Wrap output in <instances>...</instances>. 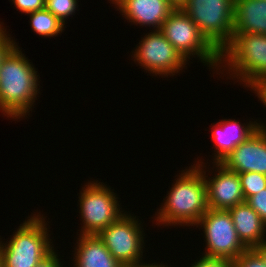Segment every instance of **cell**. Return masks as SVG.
Wrapping results in <instances>:
<instances>
[{"instance_id":"obj_4","label":"cell","mask_w":266,"mask_h":267,"mask_svg":"<svg viewBox=\"0 0 266 267\" xmlns=\"http://www.w3.org/2000/svg\"><path fill=\"white\" fill-rule=\"evenodd\" d=\"M19 227L8 244L0 243L3 267H36L53 250L45 219L35 215Z\"/></svg>"},{"instance_id":"obj_29","label":"cell","mask_w":266,"mask_h":267,"mask_svg":"<svg viewBox=\"0 0 266 267\" xmlns=\"http://www.w3.org/2000/svg\"><path fill=\"white\" fill-rule=\"evenodd\" d=\"M131 267H165V265H156V264H143V263H139V264H136V265H134V266H131ZM167 267V266H166Z\"/></svg>"},{"instance_id":"obj_22","label":"cell","mask_w":266,"mask_h":267,"mask_svg":"<svg viewBox=\"0 0 266 267\" xmlns=\"http://www.w3.org/2000/svg\"><path fill=\"white\" fill-rule=\"evenodd\" d=\"M246 202L266 223V188L251 196Z\"/></svg>"},{"instance_id":"obj_13","label":"cell","mask_w":266,"mask_h":267,"mask_svg":"<svg viewBox=\"0 0 266 267\" xmlns=\"http://www.w3.org/2000/svg\"><path fill=\"white\" fill-rule=\"evenodd\" d=\"M114 4L130 22L141 26L152 25L156 30H160L162 23L175 9L169 0H116Z\"/></svg>"},{"instance_id":"obj_15","label":"cell","mask_w":266,"mask_h":267,"mask_svg":"<svg viewBox=\"0 0 266 267\" xmlns=\"http://www.w3.org/2000/svg\"><path fill=\"white\" fill-rule=\"evenodd\" d=\"M234 223L237 236L247 248H255L265 241L266 223L245 201L228 209Z\"/></svg>"},{"instance_id":"obj_19","label":"cell","mask_w":266,"mask_h":267,"mask_svg":"<svg viewBox=\"0 0 266 267\" xmlns=\"http://www.w3.org/2000/svg\"><path fill=\"white\" fill-rule=\"evenodd\" d=\"M238 174L245 201L266 188V175L257 172H244Z\"/></svg>"},{"instance_id":"obj_11","label":"cell","mask_w":266,"mask_h":267,"mask_svg":"<svg viewBox=\"0 0 266 267\" xmlns=\"http://www.w3.org/2000/svg\"><path fill=\"white\" fill-rule=\"evenodd\" d=\"M215 165H217L218 174L216 173L215 177H211L213 179L208 178V180L207 176H205L206 171L201 168L202 163L199 164L198 161L196 164V167L204 175L208 208L214 210H228L237 204L245 202L239 174L227 169L221 163H215Z\"/></svg>"},{"instance_id":"obj_12","label":"cell","mask_w":266,"mask_h":267,"mask_svg":"<svg viewBox=\"0 0 266 267\" xmlns=\"http://www.w3.org/2000/svg\"><path fill=\"white\" fill-rule=\"evenodd\" d=\"M221 164L237 173L257 172L266 175V127L261 124Z\"/></svg>"},{"instance_id":"obj_24","label":"cell","mask_w":266,"mask_h":267,"mask_svg":"<svg viewBox=\"0 0 266 267\" xmlns=\"http://www.w3.org/2000/svg\"><path fill=\"white\" fill-rule=\"evenodd\" d=\"M16 8L23 13L29 14L45 8L44 0H12Z\"/></svg>"},{"instance_id":"obj_20","label":"cell","mask_w":266,"mask_h":267,"mask_svg":"<svg viewBox=\"0 0 266 267\" xmlns=\"http://www.w3.org/2000/svg\"><path fill=\"white\" fill-rule=\"evenodd\" d=\"M45 8L65 25V19L75 13L77 0H46Z\"/></svg>"},{"instance_id":"obj_18","label":"cell","mask_w":266,"mask_h":267,"mask_svg":"<svg viewBox=\"0 0 266 267\" xmlns=\"http://www.w3.org/2000/svg\"><path fill=\"white\" fill-rule=\"evenodd\" d=\"M32 29L41 36L53 37L64 30V24L46 8L29 13Z\"/></svg>"},{"instance_id":"obj_2","label":"cell","mask_w":266,"mask_h":267,"mask_svg":"<svg viewBox=\"0 0 266 267\" xmlns=\"http://www.w3.org/2000/svg\"><path fill=\"white\" fill-rule=\"evenodd\" d=\"M160 207L157 221L168 225L196 226L208 210L206 183L203 173L196 167L183 170ZM175 223V224H174Z\"/></svg>"},{"instance_id":"obj_7","label":"cell","mask_w":266,"mask_h":267,"mask_svg":"<svg viewBox=\"0 0 266 267\" xmlns=\"http://www.w3.org/2000/svg\"><path fill=\"white\" fill-rule=\"evenodd\" d=\"M85 187L79 197V213L84 222L80 235H97L124 213L120 211L116 195L106 185L96 181Z\"/></svg>"},{"instance_id":"obj_17","label":"cell","mask_w":266,"mask_h":267,"mask_svg":"<svg viewBox=\"0 0 266 267\" xmlns=\"http://www.w3.org/2000/svg\"><path fill=\"white\" fill-rule=\"evenodd\" d=\"M74 267H123L108 251L98 235H80ZM78 248V249H77Z\"/></svg>"},{"instance_id":"obj_1","label":"cell","mask_w":266,"mask_h":267,"mask_svg":"<svg viewBox=\"0 0 266 267\" xmlns=\"http://www.w3.org/2000/svg\"><path fill=\"white\" fill-rule=\"evenodd\" d=\"M17 46L8 52L0 66V110L14 119L30 112L39 91L37 71Z\"/></svg>"},{"instance_id":"obj_3","label":"cell","mask_w":266,"mask_h":267,"mask_svg":"<svg viewBox=\"0 0 266 267\" xmlns=\"http://www.w3.org/2000/svg\"><path fill=\"white\" fill-rule=\"evenodd\" d=\"M224 61L228 71H233L234 77L238 76L256 94L266 90V35L232 34L231 41L220 52V64Z\"/></svg>"},{"instance_id":"obj_10","label":"cell","mask_w":266,"mask_h":267,"mask_svg":"<svg viewBox=\"0 0 266 267\" xmlns=\"http://www.w3.org/2000/svg\"><path fill=\"white\" fill-rule=\"evenodd\" d=\"M144 37L133 56L134 61L137 60L147 71L168 76L178 73L186 65L187 60L159 30H154Z\"/></svg>"},{"instance_id":"obj_16","label":"cell","mask_w":266,"mask_h":267,"mask_svg":"<svg viewBox=\"0 0 266 267\" xmlns=\"http://www.w3.org/2000/svg\"><path fill=\"white\" fill-rule=\"evenodd\" d=\"M266 35V3L264 0H235L233 34Z\"/></svg>"},{"instance_id":"obj_26","label":"cell","mask_w":266,"mask_h":267,"mask_svg":"<svg viewBox=\"0 0 266 267\" xmlns=\"http://www.w3.org/2000/svg\"><path fill=\"white\" fill-rule=\"evenodd\" d=\"M58 255L53 250L44 257L36 267H62L60 260L57 258Z\"/></svg>"},{"instance_id":"obj_21","label":"cell","mask_w":266,"mask_h":267,"mask_svg":"<svg viewBox=\"0 0 266 267\" xmlns=\"http://www.w3.org/2000/svg\"><path fill=\"white\" fill-rule=\"evenodd\" d=\"M233 267H266V263L254 249H246L233 261Z\"/></svg>"},{"instance_id":"obj_25","label":"cell","mask_w":266,"mask_h":267,"mask_svg":"<svg viewBox=\"0 0 266 267\" xmlns=\"http://www.w3.org/2000/svg\"><path fill=\"white\" fill-rule=\"evenodd\" d=\"M0 24V66L2 61L8 52L16 45L15 41L11 39V37L7 36L6 30L4 31V27ZM3 27V28H2Z\"/></svg>"},{"instance_id":"obj_5","label":"cell","mask_w":266,"mask_h":267,"mask_svg":"<svg viewBox=\"0 0 266 267\" xmlns=\"http://www.w3.org/2000/svg\"><path fill=\"white\" fill-rule=\"evenodd\" d=\"M235 0H187L181 9L220 53L231 41Z\"/></svg>"},{"instance_id":"obj_23","label":"cell","mask_w":266,"mask_h":267,"mask_svg":"<svg viewBox=\"0 0 266 267\" xmlns=\"http://www.w3.org/2000/svg\"><path fill=\"white\" fill-rule=\"evenodd\" d=\"M191 267H233V261L222 257H211L204 255Z\"/></svg>"},{"instance_id":"obj_14","label":"cell","mask_w":266,"mask_h":267,"mask_svg":"<svg viewBox=\"0 0 266 267\" xmlns=\"http://www.w3.org/2000/svg\"><path fill=\"white\" fill-rule=\"evenodd\" d=\"M212 126V141L217 154L214 163H221L239 144L246 141L259 127L260 123H249L241 126L237 120L224 119Z\"/></svg>"},{"instance_id":"obj_8","label":"cell","mask_w":266,"mask_h":267,"mask_svg":"<svg viewBox=\"0 0 266 267\" xmlns=\"http://www.w3.org/2000/svg\"><path fill=\"white\" fill-rule=\"evenodd\" d=\"M136 217L123 214L97 235L111 255L123 266L141 263L143 254V231ZM141 258V259H140Z\"/></svg>"},{"instance_id":"obj_6","label":"cell","mask_w":266,"mask_h":267,"mask_svg":"<svg viewBox=\"0 0 266 267\" xmlns=\"http://www.w3.org/2000/svg\"><path fill=\"white\" fill-rule=\"evenodd\" d=\"M159 31L185 60L197 55L203 63L219 68L220 53L206 40L196 24L181 8H175L169 14Z\"/></svg>"},{"instance_id":"obj_27","label":"cell","mask_w":266,"mask_h":267,"mask_svg":"<svg viewBox=\"0 0 266 267\" xmlns=\"http://www.w3.org/2000/svg\"><path fill=\"white\" fill-rule=\"evenodd\" d=\"M254 249L258 252V254L261 256V258L266 263V241L257 245Z\"/></svg>"},{"instance_id":"obj_31","label":"cell","mask_w":266,"mask_h":267,"mask_svg":"<svg viewBox=\"0 0 266 267\" xmlns=\"http://www.w3.org/2000/svg\"><path fill=\"white\" fill-rule=\"evenodd\" d=\"M0 267H3V264H2L1 258H0Z\"/></svg>"},{"instance_id":"obj_28","label":"cell","mask_w":266,"mask_h":267,"mask_svg":"<svg viewBox=\"0 0 266 267\" xmlns=\"http://www.w3.org/2000/svg\"><path fill=\"white\" fill-rule=\"evenodd\" d=\"M187 0H169L175 8H181Z\"/></svg>"},{"instance_id":"obj_30","label":"cell","mask_w":266,"mask_h":267,"mask_svg":"<svg viewBox=\"0 0 266 267\" xmlns=\"http://www.w3.org/2000/svg\"><path fill=\"white\" fill-rule=\"evenodd\" d=\"M257 96L260 98V101L263 102L266 106V90L260 92L259 94H257Z\"/></svg>"},{"instance_id":"obj_9","label":"cell","mask_w":266,"mask_h":267,"mask_svg":"<svg viewBox=\"0 0 266 267\" xmlns=\"http://www.w3.org/2000/svg\"><path fill=\"white\" fill-rule=\"evenodd\" d=\"M197 224L204 228L207 245L204 255L234 261L247 249L237 236L228 210L208 208Z\"/></svg>"}]
</instances>
